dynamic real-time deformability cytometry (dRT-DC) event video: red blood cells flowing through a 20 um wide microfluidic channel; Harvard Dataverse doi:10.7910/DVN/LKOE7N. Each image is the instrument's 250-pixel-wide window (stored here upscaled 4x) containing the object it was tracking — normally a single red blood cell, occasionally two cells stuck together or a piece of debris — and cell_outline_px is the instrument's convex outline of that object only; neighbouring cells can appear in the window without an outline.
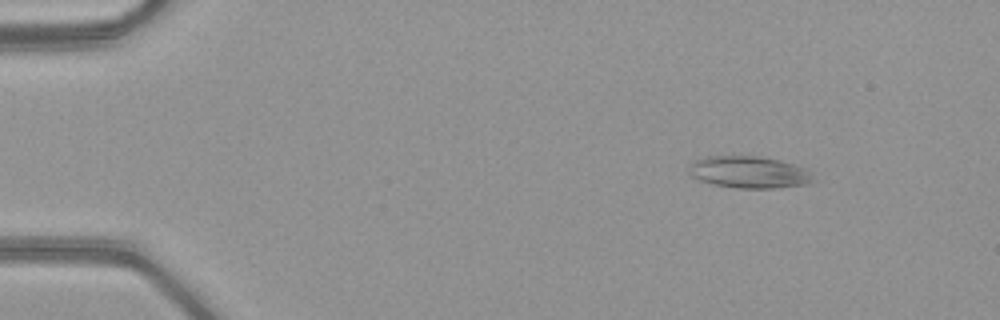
{"species": "common noctule bat (a hibernating species)", "species_latin": "Nyctalus noctula", "temperature_condition": "warm", "stored_images_in_passage": 51, "camera_frame_rate_fps": 3000, "um_per_image_px": 0.085, "animal": {"sex": "female", "body_mass_g": 21.9}, "frame": {"image": 1, "passage_image": 7, "time_ms": 2.0, "image_size_px": [1000, 320], "cell_outline_px": [[816, 180], [808, 184], [780, 188], [736, 188], [712, 184], [700, 180], [692, 176], [688, 172], [688, 168], [692, 160], [708, 156], [756, 156], [780, 160], [804, 168], [812, 172]], "centroid_in_image_um": [63.68, 14.64], "position_along_channel_um": 21.3, "area_um2": 23.41}}
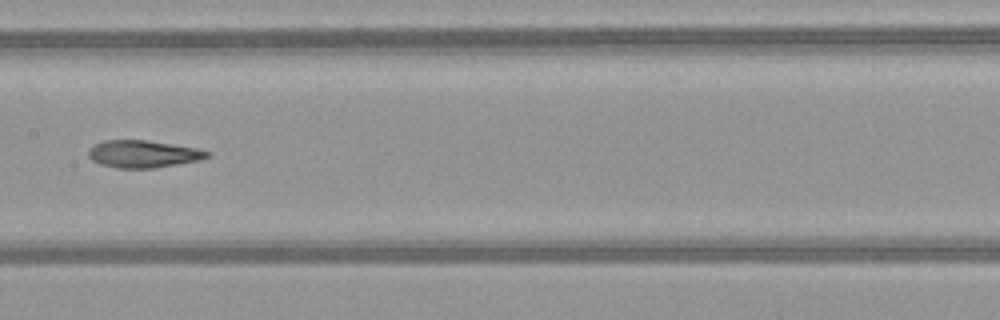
{"frame": {"image": 2, "passage_image": 27, "time_ms": 8.667, "image_size_px": [1000, 320], "cell_outline_px": [[212, 156], [200, 160], [152, 168], [116, 168], [100, 164], [92, 160], [88, 156], [88, 148], [104, 140], [148, 140], [196, 148], [212, 152]], "centroid_in_image_um": [12.18, 13.08], "position_along_channel_um": 195.2, "area_um2": 18.96}}
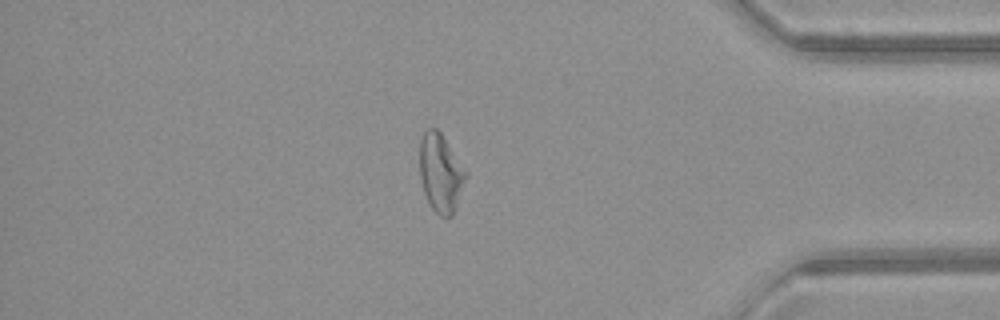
{"frame": {"image": 3, "passage_image": 44, "time_ms": 14.333, "image_size_px": [1000, 320], "cell_outline_px": [[468, 176], [456, 208], [452, 216], [440, 216], [432, 208], [424, 192], [420, 176], [420, 140], [424, 132], [428, 128], [436, 128], [440, 132], [468, 172]], "centroid_in_image_um": [37.48, 14.7], "position_along_channel_um": 397.7, "area_um2": 21.04}, "authors_computed_cell_mechanics": {"area_um2": 21.0392, "velocity_mm_per_s": 4.098, "shape_relaxation_time_tau1_ms": null, "shape_relaxation_time_tau2_ms": 3.5004, "deformation_change_tau1": null, "deformation_change_tau2": 0.1281}}